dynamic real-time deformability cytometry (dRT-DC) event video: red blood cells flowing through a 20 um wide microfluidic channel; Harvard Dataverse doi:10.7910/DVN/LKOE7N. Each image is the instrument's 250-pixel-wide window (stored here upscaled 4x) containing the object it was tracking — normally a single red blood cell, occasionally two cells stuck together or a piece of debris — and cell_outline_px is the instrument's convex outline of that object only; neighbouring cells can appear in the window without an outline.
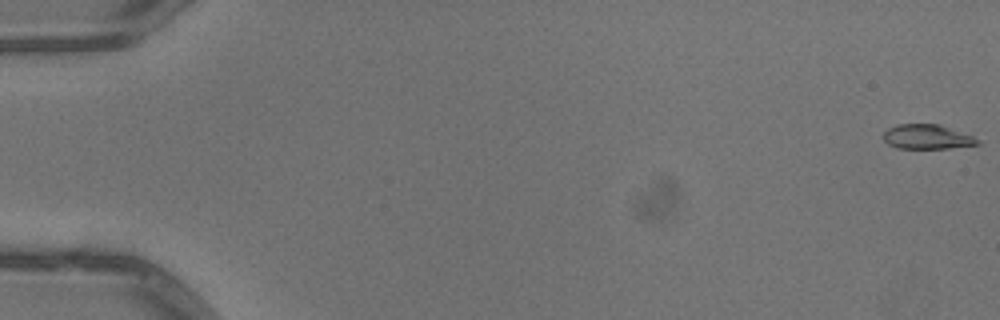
{"species": "common noctule bat (a hibernating species)", "species_latin": "Nyctalus noctula", "temperature_condition": "warm", "stored_images_in_passage": 13, "camera_frame_rate_fps": 3000, "um_per_image_px": 0.085, "animal": {"sex": "male", "body_mass_g": 13.3}, "frame": {"image": 1, "passage_image": 1, "time_ms": 0.0, "image_size_px": [1000, 320], "cell_outline_px": [[980, 144], [948, 148], [896, 148], [888, 144], [884, 140], [884, 132], [888, 128], [896, 124], [940, 124], [972, 136], [980, 140]], "centroid_in_image_um": [78.79, 11.62], "position_along_channel_um": 6.2, "area_um2": 13.41}}